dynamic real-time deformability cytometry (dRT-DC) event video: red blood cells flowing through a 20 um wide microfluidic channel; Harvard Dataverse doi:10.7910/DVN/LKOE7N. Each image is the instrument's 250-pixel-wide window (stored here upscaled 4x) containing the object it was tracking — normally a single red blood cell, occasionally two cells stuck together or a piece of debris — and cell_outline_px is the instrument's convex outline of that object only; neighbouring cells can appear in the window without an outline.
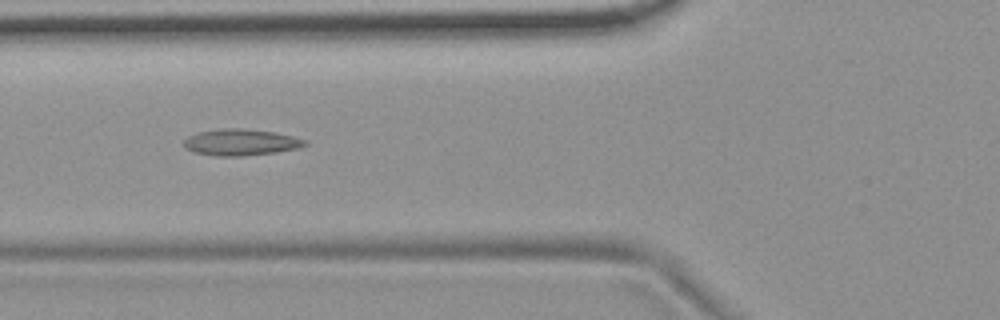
{"species": "common noctule bat (a hibernating species)", "species_latin": "Nyctalus noctula", "temperature_condition": "room temperature", "stored_images_in_passage": 7, "camera_frame_rate_fps": 3000, "um_per_image_px": 0.085, "animal": {"sex": "female", "body_mass_g": 19.9}, "frame": {"image": 1, "passage_image": 7, "time_ms": 2.0, "image_size_px": [1000, 320], "cell_outline_px": [[308, 144], [300, 148], [276, 152], [244, 156], [216, 156], [192, 152], [184, 148], [184, 140], [188, 136], [196, 132], [224, 128], [240, 128], [272, 132], [292, 136], [308, 140]], "centroid_in_image_um": [20.45, 12.1], "position_along_channel_um": 105.3, "area_um2": 18.79}}